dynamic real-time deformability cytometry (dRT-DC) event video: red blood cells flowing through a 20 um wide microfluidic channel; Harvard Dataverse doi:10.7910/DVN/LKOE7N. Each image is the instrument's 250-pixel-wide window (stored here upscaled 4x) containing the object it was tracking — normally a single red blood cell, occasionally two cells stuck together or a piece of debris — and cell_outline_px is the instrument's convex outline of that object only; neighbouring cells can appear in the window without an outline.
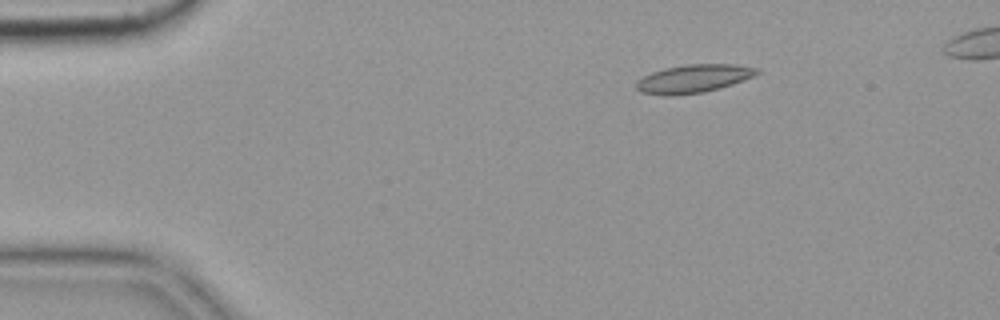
{"species": "common noctule bat (a hibernating species)", "species_latin": "Nyctalus noctula", "temperature_condition": "cold", "stored_images_in_passage": 4, "camera_frame_rate_fps": 3000, "um_per_image_px": 0.085, "animal": {"sex": "female", "body_mass_g": 19.9}, "frame": {"image": 1, "passage_image": 1, "time_ms": 0.0, "image_size_px": [1000, 320], "cell_outline_px": [[760, 72], [744, 80], [720, 88], [704, 92], [668, 96], [640, 92], [636, 88], [636, 80], [652, 72], [664, 68], [688, 64], [736, 64], [760, 68]], "centroid_in_image_um": [58.95, 6.68], "position_along_channel_um": 26.1, "area_um2": 19.88}}